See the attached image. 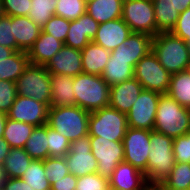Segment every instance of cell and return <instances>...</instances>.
Instances as JSON below:
<instances>
[{
  "instance_id": "cell-29",
  "label": "cell",
  "mask_w": 190,
  "mask_h": 190,
  "mask_svg": "<svg viewBox=\"0 0 190 190\" xmlns=\"http://www.w3.org/2000/svg\"><path fill=\"white\" fill-rule=\"evenodd\" d=\"M166 94L181 106L190 109V69L171 75Z\"/></svg>"
},
{
  "instance_id": "cell-41",
  "label": "cell",
  "mask_w": 190,
  "mask_h": 190,
  "mask_svg": "<svg viewBox=\"0 0 190 190\" xmlns=\"http://www.w3.org/2000/svg\"><path fill=\"white\" fill-rule=\"evenodd\" d=\"M0 45L16 51V40L13 36V16L0 17Z\"/></svg>"
},
{
  "instance_id": "cell-28",
  "label": "cell",
  "mask_w": 190,
  "mask_h": 190,
  "mask_svg": "<svg viewBox=\"0 0 190 190\" xmlns=\"http://www.w3.org/2000/svg\"><path fill=\"white\" fill-rule=\"evenodd\" d=\"M29 63L27 52L15 51L8 58L0 61V80L16 82Z\"/></svg>"
},
{
  "instance_id": "cell-10",
  "label": "cell",
  "mask_w": 190,
  "mask_h": 190,
  "mask_svg": "<svg viewBox=\"0 0 190 190\" xmlns=\"http://www.w3.org/2000/svg\"><path fill=\"white\" fill-rule=\"evenodd\" d=\"M122 20L132 32L145 33L152 37L159 33L152 0H123Z\"/></svg>"
},
{
  "instance_id": "cell-1",
  "label": "cell",
  "mask_w": 190,
  "mask_h": 190,
  "mask_svg": "<svg viewBox=\"0 0 190 190\" xmlns=\"http://www.w3.org/2000/svg\"><path fill=\"white\" fill-rule=\"evenodd\" d=\"M153 37L145 33L132 32L130 36L111 51V55L101 74L109 85L134 78L137 62L152 51Z\"/></svg>"
},
{
  "instance_id": "cell-14",
  "label": "cell",
  "mask_w": 190,
  "mask_h": 190,
  "mask_svg": "<svg viewBox=\"0 0 190 190\" xmlns=\"http://www.w3.org/2000/svg\"><path fill=\"white\" fill-rule=\"evenodd\" d=\"M65 160L69 172L78 178L86 174L97 173L98 162L91 153L90 136L72 141Z\"/></svg>"
},
{
  "instance_id": "cell-3",
  "label": "cell",
  "mask_w": 190,
  "mask_h": 190,
  "mask_svg": "<svg viewBox=\"0 0 190 190\" xmlns=\"http://www.w3.org/2000/svg\"><path fill=\"white\" fill-rule=\"evenodd\" d=\"M154 131L173 139L190 132V109L181 106L167 94L160 95Z\"/></svg>"
},
{
  "instance_id": "cell-33",
  "label": "cell",
  "mask_w": 190,
  "mask_h": 190,
  "mask_svg": "<svg viewBox=\"0 0 190 190\" xmlns=\"http://www.w3.org/2000/svg\"><path fill=\"white\" fill-rule=\"evenodd\" d=\"M57 0H31L28 17L43 27L55 15Z\"/></svg>"
},
{
  "instance_id": "cell-44",
  "label": "cell",
  "mask_w": 190,
  "mask_h": 190,
  "mask_svg": "<svg viewBox=\"0 0 190 190\" xmlns=\"http://www.w3.org/2000/svg\"><path fill=\"white\" fill-rule=\"evenodd\" d=\"M171 33L184 41L190 38V7L180 13L175 27L171 30Z\"/></svg>"
},
{
  "instance_id": "cell-50",
  "label": "cell",
  "mask_w": 190,
  "mask_h": 190,
  "mask_svg": "<svg viewBox=\"0 0 190 190\" xmlns=\"http://www.w3.org/2000/svg\"><path fill=\"white\" fill-rule=\"evenodd\" d=\"M6 119H7V114L0 111V138L3 137Z\"/></svg>"
},
{
  "instance_id": "cell-48",
  "label": "cell",
  "mask_w": 190,
  "mask_h": 190,
  "mask_svg": "<svg viewBox=\"0 0 190 190\" xmlns=\"http://www.w3.org/2000/svg\"><path fill=\"white\" fill-rule=\"evenodd\" d=\"M176 9L179 13H182L184 10H186L188 7H190V0H173Z\"/></svg>"
},
{
  "instance_id": "cell-8",
  "label": "cell",
  "mask_w": 190,
  "mask_h": 190,
  "mask_svg": "<svg viewBox=\"0 0 190 190\" xmlns=\"http://www.w3.org/2000/svg\"><path fill=\"white\" fill-rule=\"evenodd\" d=\"M17 94L34 98L46 104L51 103V74L44 65L29 63L16 81Z\"/></svg>"
},
{
  "instance_id": "cell-9",
  "label": "cell",
  "mask_w": 190,
  "mask_h": 190,
  "mask_svg": "<svg viewBox=\"0 0 190 190\" xmlns=\"http://www.w3.org/2000/svg\"><path fill=\"white\" fill-rule=\"evenodd\" d=\"M134 78L140 82L143 89L162 95L168 91L171 74L160 64L153 51H150L135 65Z\"/></svg>"
},
{
  "instance_id": "cell-51",
  "label": "cell",
  "mask_w": 190,
  "mask_h": 190,
  "mask_svg": "<svg viewBox=\"0 0 190 190\" xmlns=\"http://www.w3.org/2000/svg\"><path fill=\"white\" fill-rule=\"evenodd\" d=\"M151 190H182V189H174V188H170L167 187L163 182L162 183H158L156 185H153L151 187ZM190 190V189H187Z\"/></svg>"
},
{
  "instance_id": "cell-20",
  "label": "cell",
  "mask_w": 190,
  "mask_h": 190,
  "mask_svg": "<svg viewBox=\"0 0 190 190\" xmlns=\"http://www.w3.org/2000/svg\"><path fill=\"white\" fill-rule=\"evenodd\" d=\"M143 90L136 78L110 86L109 106L127 114Z\"/></svg>"
},
{
  "instance_id": "cell-2",
  "label": "cell",
  "mask_w": 190,
  "mask_h": 190,
  "mask_svg": "<svg viewBox=\"0 0 190 190\" xmlns=\"http://www.w3.org/2000/svg\"><path fill=\"white\" fill-rule=\"evenodd\" d=\"M173 138L150 131V152L147 162L146 182L152 187L162 183L176 163L173 154Z\"/></svg>"
},
{
  "instance_id": "cell-52",
  "label": "cell",
  "mask_w": 190,
  "mask_h": 190,
  "mask_svg": "<svg viewBox=\"0 0 190 190\" xmlns=\"http://www.w3.org/2000/svg\"><path fill=\"white\" fill-rule=\"evenodd\" d=\"M185 43H186V47L188 49V54H189V58H190V38H187L185 40Z\"/></svg>"
},
{
  "instance_id": "cell-11",
  "label": "cell",
  "mask_w": 190,
  "mask_h": 190,
  "mask_svg": "<svg viewBox=\"0 0 190 190\" xmlns=\"http://www.w3.org/2000/svg\"><path fill=\"white\" fill-rule=\"evenodd\" d=\"M90 142L91 153L98 162L97 173L109 180L118 164L124 161L123 142L100 139L98 136H90Z\"/></svg>"
},
{
  "instance_id": "cell-40",
  "label": "cell",
  "mask_w": 190,
  "mask_h": 190,
  "mask_svg": "<svg viewBox=\"0 0 190 190\" xmlns=\"http://www.w3.org/2000/svg\"><path fill=\"white\" fill-rule=\"evenodd\" d=\"M17 95L16 82L0 80V111L7 113Z\"/></svg>"
},
{
  "instance_id": "cell-18",
  "label": "cell",
  "mask_w": 190,
  "mask_h": 190,
  "mask_svg": "<svg viewBox=\"0 0 190 190\" xmlns=\"http://www.w3.org/2000/svg\"><path fill=\"white\" fill-rule=\"evenodd\" d=\"M132 33L129 26L122 18L110 20L99 24L92 42L102 46L108 51H113L120 46Z\"/></svg>"
},
{
  "instance_id": "cell-22",
  "label": "cell",
  "mask_w": 190,
  "mask_h": 190,
  "mask_svg": "<svg viewBox=\"0 0 190 190\" xmlns=\"http://www.w3.org/2000/svg\"><path fill=\"white\" fill-rule=\"evenodd\" d=\"M64 43L52 35L42 32L27 52L29 62L35 65H46L61 50Z\"/></svg>"
},
{
  "instance_id": "cell-13",
  "label": "cell",
  "mask_w": 190,
  "mask_h": 190,
  "mask_svg": "<svg viewBox=\"0 0 190 190\" xmlns=\"http://www.w3.org/2000/svg\"><path fill=\"white\" fill-rule=\"evenodd\" d=\"M160 93L143 89L130 111L127 113V124L130 128L154 130V122Z\"/></svg>"
},
{
  "instance_id": "cell-32",
  "label": "cell",
  "mask_w": 190,
  "mask_h": 190,
  "mask_svg": "<svg viewBox=\"0 0 190 190\" xmlns=\"http://www.w3.org/2000/svg\"><path fill=\"white\" fill-rule=\"evenodd\" d=\"M31 190H50V183L45 176L44 160H32L21 177Z\"/></svg>"
},
{
  "instance_id": "cell-38",
  "label": "cell",
  "mask_w": 190,
  "mask_h": 190,
  "mask_svg": "<svg viewBox=\"0 0 190 190\" xmlns=\"http://www.w3.org/2000/svg\"><path fill=\"white\" fill-rule=\"evenodd\" d=\"M70 21L71 20H67L63 17L53 15L41 29L42 32L48 33L64 43L69 30Z\"/></svg>"
},
{
  "instance_id": "cell-43",
  "label": "cell",
  "mask_w": 190,
  "mask_h": 190,
  "mask_svg": "<svg viewBox=\"0 0 190 190\" xmlns=\"http://www.w3.org/2000/svg\"><path fill=\"white\" fill-rule=\"evenodd\" d=\"M3 12L7 16H28L31 0H2Z\"/></svg>"
},
{
  "instance_id": "cell-4",
  "label": "cell",
  "mask_w": 190,
  "mask_h": 190,
  "mask_svg": "<svg viewBox=\"0 0 190 190\" xmlns=\"http://www.w3.org/2000/svg\"><path fill=\"white\" fill-rule=\"evenodd\" d=\"M152 51L171 75L190 69L185 41L171 32H159L155 35L152 39Z\"/></svg>"
},
{
  "instance_id": "cell-35",
  "label": "cell",
  "mask_w": 190,
  "mask_h": 190,
  "mask_svg": "<svg viewBox=\"0 0 190 190\" xmlns=\"http://www.w3.org/2000/svg\"><path fill=\"white\" fill-rule=\"evenodd\" d=\"M87 0H57L55 15L76 20L86 13Z\"/></svg>"
},
{
  "instance_id": "cell-15",
  "label": "cell",
  "mask_w": 190,
  "mask_h": 190,
  "mask_svg": "<svg viewBox=\"0 0 190 190\" xmlns=\"http://www.w3.org/2000/svg\"><path fill=\"white\" fill-rule=\"evenodd\" d=\"M48 111L49 107L46 104L31 97L17 95L12 107L6 114L9 119L38 127L47 124Z\"/></svg>"
},
{
  "instance_id": "cell-21",
  "label": "cell",
  "mask_w": 190,
  "mask_h": 190,
  "mask_svg": "<svg viewBox=\"0 0 190 190\" xmlns=\"http://www.w3.org/2000/svg\"><path fill=\"white\" fill-rule=\"evenodd\" d=\"M42 29L28 16H13V36L16 40V51L28 52L39 38Z\"/></svg>"
},
{
  "instance_id": "cell-12",
  "label": "cell",
  "mask_w": 190,
  "mask_h": 190,
  "mask_svg": "<svg viewBox=\"0 0 190 190\" xmlns=\"http://www.w3.org/2000/svg\"><path fill=\"white\" fill-rule=\"evenodd\" d=\"M124 145V161L147 175V162L150 152V130L127 128Z\"/></svg>"
},
{
  "instance_id": "cell-54",
  "label": "cell",
  "mask_w": 190,
  "mask_h": 190,
  "mask_svg": "<svg viewBox=\"0 0 190 190\" xmlns=\"http://www.w3.org/2000/svg\"><path fill=\"white\" fill-rule=\"evenodd\" d=\"M2 180H3V175H2V169L0 167V187H1Z\"/></svg>"
},
{
  "instance_id": "cell-49",
  "label": "cell",
  "mask_w": 190,
  "mask_h": 190,
  "mask_svg": "<svg viewBox=\"0 0 190 190\" xmlns=\"http://www.w3.org/2000/svg\"><path fill=\"white\" fill-rule=\"evenodd\" d=\"M15 51L12 48H7L0 45V61L8 58L12 55Z\"/></svg>"
},
{
  "instance_id": "cell-31",
  "label": "cell",
  "mask_w": 190,
  "mask_h": 190,
  "mask_svg": "<svg viewBox=\"0 0 190 190\" xmlns=\"http://www.w3.org/2000/svg\"><path fill=\"white\" fill-rule=\"evenodd\" d=\"M47 124L34 127L30 137L25 143L24 149L34 160L48 158Z\"/></svg>"
},
{
  "instance_id": "cell-17",
  "label": "cell",
  "mask_w": 190,
  "mask_h": 190,
  "mask_svg": "<svg viewBox=\"0 0 190 190\" xmlns=\"http://www.w3.org/2000/svg\"><path fill=\"white\" fill-rule=\"evenodd\" d=\"M99 23L95 21L87 12L76 20L70 21L65 46L83 50L96 35Z\"/></svg>"
},
{
  "instance_id": "cell-7",
  "label": "cell",
  "mask_w": 190,
  "mask_h": 190,
  "mask_svg": "<svg viewBox=\"0 0 190 190\" xmlns=\"http://www.w3.org/2000/svg\"><path fill=\"white\" fill-rule=\"evenodd\" d=\"M128 128L127 114L106 106L90 112L88 135L100 139L123 141Z\"/></svg>"
},
{
  "instance_id": "cell-23",
  "label": "cell",
  "mask_w": 190,
  "mask_h": 190,
  "mask_svg": "<svg viewBox=\"0 0 190 190\" xmlns=\"http://www.w3.org/2000/svg\"><path fill=\"white\" fill-rule=\"evenodd\" d=\"M73 77L62 74H51V103L49 107L75 105Z\"/></svg>"
},
{
  "instance_id": "cell-39",
  "label": "cell",
  "mask_w": 190,
  "mask_h": 190,
  "mask_svg": "<svg viewBox=\"0 0 190 190\" xmlns=\"http://www.w3.org/2000/svg\"><path fill=\"white\" fill-rule=\"evenodd\" d=\"M75 190H110L109 180L98 173L86 174L78 178Z\"/></svg>"
},
{
  "instance_id": "cell-25",
  "label": "cell",
  "mask_w": 190,
  "mask_h": 190,
  "mask_svg": "<svg viewBox=\"0 0 190 190\" xmlns=\"http://www.w3.org/2000/svg\"><path fill=\"white\" fill-rule=\"evenodd\" d=\"M123 0H87L86 12L99 24L122 18Z\"/></svg>"
},
{
  "instance_id": "cell-16",
  "label": "cell",
  "mask_w": 190,
  "mask_h": 190,
  "mask_svg": "<svg viewBox=\"0 0 190 190\" xmlns=\"http://www.w3.org/2000/svg\"><path fill=\"white\" fill-rule=\"evenodd\" d=\"M109 189L115 190H151L143 172L130 163L120 162L109 179Z\"/></svg>"
},
{
  "instance_id": "cell-6",
  "label": "cell",
  "mask_w": 190,
  "mask_h": 190,
  "mask_svg": "<svg viewBox=\"0 0 190 190\" xmlns=\"http://www.w3.org/2000/svg\"><path fill=\"white\" fill-rule=\"evenodd\" d=\"M75 105L93 112L109 106L110 86L102 76L80 73L73 77Z\"/></svg>"
},
{
  "instance_id": "cell-45",
  "label": "cell",
  "mask_w": 190,
  "mask_h": 190,
  "mask_svg": "<svg viewBox=\"0 0 190 190\" xmlns=\"http://www.w3.org/2000/svg\"><path fill=\"white\" fill-rule=\"evenodd\" d=\"M78 177L69 173L60 180L50 185V190H75L77 186Z\"/></svg>"
},
{
  "instance_id": "cell-5",
  "label": "cell",
  "mask_w": 190,
  "mask_h": 190,
  "mask_svg": "<svg viewBox=\"0 0 190 190\" xmlns=\"http://www.w3.org/2000/svg\"><path fill=\"white\" fill-rule=\"evenodd\" d=\"M89 116L77 105L49 107L47 125L72 142L88 135Z\"/></svg>"
},
{
  "instance_id": "cell-27",
  "label": "cell",
  "mask_w": 190,
  "mask_h": 190,
  "mask_svg": "<svg viewBox=\"0 0 190 190\" xmlns=\"http://www.w3.org/2000/svg\"><path fill=\"white\" fill-rule=\"evenodd\" d=\"M32 160L24 148H11L1 167L3 177L21 178Z\"/></svg>"
},
{
  "instance_id": "cell-37",
  "label": "cell",
  "mask_w": 190,
  "mask_h": 190,
  "mask_svg": "<svg viewBox=\"0 0 190 190\" xmlns=\"http://www.w3.org/2000/svg\"><path fill=\"white\" fill-rule=\"evenodd\" d=\"M44 168L45 176L49 180L50 185L70 173L65 157L46 158L44 160Z\"/></svg>"
},
{
  "instance_id": "cell-30",
  "label": "cell",
  "mask_w": 190,
  "mask_h": 190,
  "mask_svg": "<svg viewBox=\"0 0 190 190\" xmlns=\"http://www.w3.org/2000/svg\"><path fill=\"white\" fill-rule=\"evenodd\" d=\"M33 129V125L7 118L2 138L11 148H24Z\"/></svg>"
},
{
  "instance_id": "cell-26",
  "label": "cell",
  "mask_w": 190,
  "mask_h": 190,
  "mask_svg": "<svg viewBox=\"0 0 190 190\" xmlns=\"http://www.w3.org/2000/svg\"><path fill=\"white\" fill-rule=\"evenodd\" d=\"M156 27L159 32H171L180 13L173 0H152Z\"/></svg>"
},
{
  "instance_id": "cell-24",
  "label": "cell",
  "mask_w": 190,
  "mask_h": 190,
  "mask_svg": "<svg viewBox=\"0 0 190 190\" xmlns=\"http://www.w3.org/2000/svg\"><path fill=\"white\" fill-rule=\"evenodd\" d=\"M110 55L111 51L90 42L81 50L83 73L101 76Z\"/></svg>"
},
{
  "instance_id": "cell-42",
  "label": "cell",
  "mask_w": 190,
  "mask_h": 190,
  "mask_svg": "<svg viewBox=\"0 0 190 190\" xmlns=\"http://www.w3.org/2000/svg\"><path fill=\"white\" fill-rule=\"evenodd\" d=\"M173 154L176 162L190 163V132L173 140Z\"/></svg>"
},
{
  "instance_id": "cell-53",
  "label": "cell",
  "mask_w": 190,
  "mask_h": 190,
  "mask_svg": "<svg viewBox=\"0 0 190 190\" xmlns=\"http://www.w3.org/2000/svg\"><path fill=\"white\" fill-rule=\"evenodd\" d=\"M4 15V12H3V5H2V0H0V17Z\"/></svg>"
},
{
  "instance_id": "cell-47",
  "label": "cell",
  "mask_w": 190,
  "mask_h": 190,
  "mask_svg": "<svg viewBox=\"0 0 190 190\" xmlns=\"http://www.w3.org/2000/svg\"><path fill=\"white\" fill-rule=\"evenodd\" d=\"M11 147L4 138H0V167L4 162V159L9 155Z\"/></svg>"
},
{
  "instance_id": "cell-46",
  "label": "cell",
  "mask_w": 190,
  "mask_h": 190,
  "mask_svg": "<svg viewBox=\"0 0 190 190\" xmlns=\"http://www.w3.org/2000/svg\"><path fill=\"white\" fill-rule=\"evenodd\" d=\"M0 188L2 190H31L26 181L21 178L3 177Z\"/></svg>"
},
{
  "instance_id": "cell-19",
  "label": "cell",
  "mask_w": 190,
  "mask_h": 190,
  "mask_svg": "<svg viewBox=\"0 0 190 190\" xmlns=\"http://www.w3.org/2000/svg\"><path fill=\"white\" fill-rule=\"evenodd\" d=\"M50 74L75 77L83 73L81 50L63 45L45 65Z\"/></svg>"
},
{
  "instance_id": "cell-36",
  "label": "cell",
  "mask_w": 190,
  "mask_h": 190,
  "mask_svg": "<svg viewBox=\"0 0 190 190\" xmlns=\"http://www.w3.org/2000/svg\"><path fill=\"white\" fill-rule=\"evenodd\" d=\"M48 157H65L71 142L47 125Z\"/></svg>"
},
{
  "instance_id": "cell-34",
  "label": "cell",
  "mask_w": 190,
  "mask_h": 190,
  "mask_svg": "<svg viewBox=\"0 0 190 190\" xmlns=\"http://www.w3.org/2000/svg\"><path fill=\"white\" fill-rule=\"evenodd\" d=\"M163 183L174 189H190V163L176 162Z\"/></svg>"
}]
</instances>
